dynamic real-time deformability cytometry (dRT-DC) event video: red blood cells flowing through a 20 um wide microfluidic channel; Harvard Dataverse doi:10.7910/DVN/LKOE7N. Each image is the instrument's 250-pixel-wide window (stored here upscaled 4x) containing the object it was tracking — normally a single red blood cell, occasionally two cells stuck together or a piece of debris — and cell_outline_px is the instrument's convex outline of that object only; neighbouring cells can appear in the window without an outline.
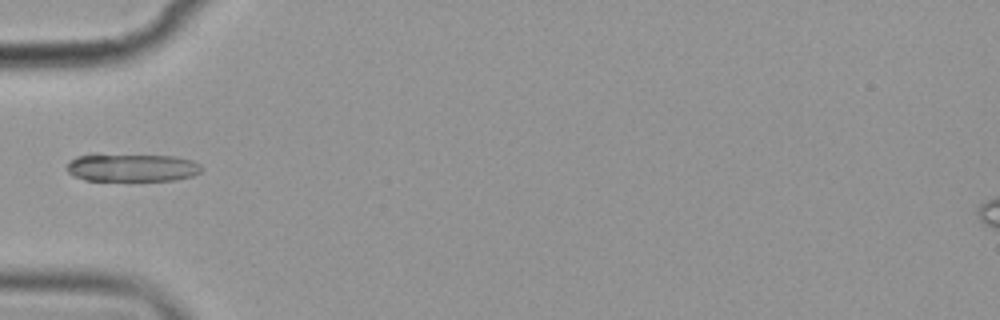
{"species": "common noctule bat (a hibernating species)", "species_latin": "Nyctalus noctula", "temperature_condition": "cold", "stored_images_in_passage": 4, "camera_frame_rate_fps": 3000, "um_per_image_px": 0.085, "animal": {"sex": "female", "body_mass_g": 19.9}, "frame": {"image": 1, "passage_image": 4, "time_ms": 3.667, "image_size_px": [1000, 320], "cell_outline_px": [[204, 168], [200, 172], [192, 176], [176, 180], [84, 180], [72, 176], [68, 172], [68, 164], [76, 156], [176, 156], [192, 160], [200, 164]], "centroid_in_image_um": [11.29, 14.28], "position_along_channel_um": 73.7, "area_um2": 21.27}}